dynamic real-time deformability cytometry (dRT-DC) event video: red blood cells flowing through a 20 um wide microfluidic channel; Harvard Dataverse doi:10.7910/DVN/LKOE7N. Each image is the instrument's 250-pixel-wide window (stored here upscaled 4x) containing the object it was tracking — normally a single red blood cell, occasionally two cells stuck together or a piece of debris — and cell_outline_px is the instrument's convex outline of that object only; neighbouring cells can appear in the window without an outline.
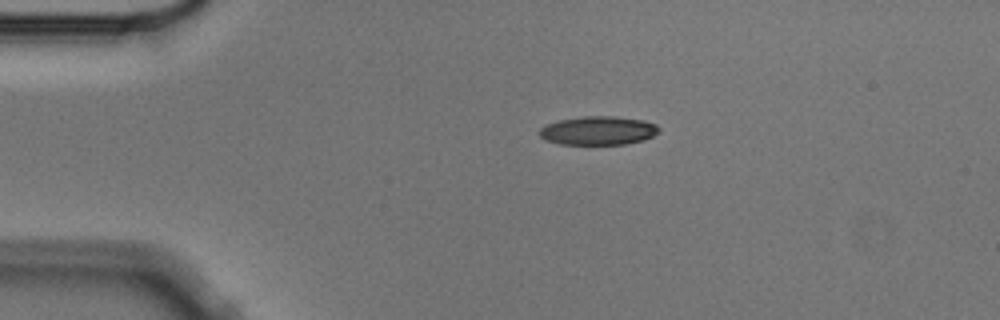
{"species": "Egyptian fruit bat (a non-hibernating species)", "species_latin": "Rousettus aegyptiacus", "temperature_condition": "cold", "stored_images_in_passage": 5, "camera_frame_rate_fps": 3000, "um_per_image_px": 0.085, "animal": {"sex": "male"}, "frame": {"image": 1, "passage_image": 3, "time_ms": 0.667, "image_size_px": [1000, 320], "cell_outline_px": [[660, 132], [644, 140], [624, 144], [560, 144], [544, 140], [540, 136], [540, 128], [548, 124], [560, 120], [580, 116], [616, 116], [644, 120], [656, 124], [660, 128]], "centroid_in_image_um": [50.88, 11.09], "position_along_channel_um": 34.1, "area_um2": 20.06}}
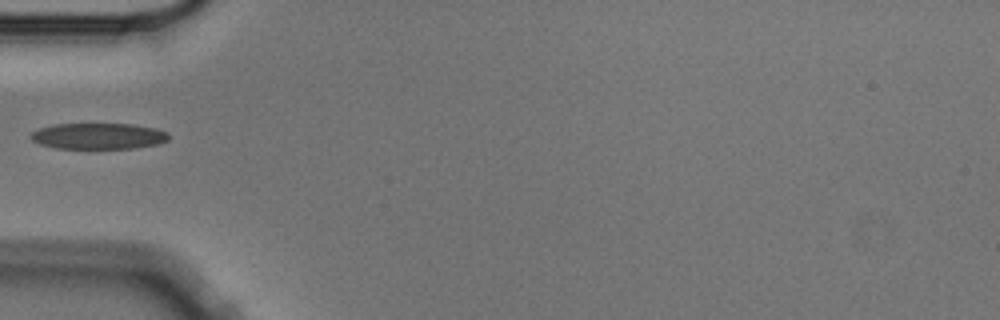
{"frame": {"image": 2, "passage_image": 5, "time_ms": 1.333, "image_size_px": [1000, 320], "cell_outline_px": [[168, 140], [160, 144], [132, 148], [56, 148], [40, 144], [32, 140], [28, 136], [32, 132], [40, 128], [56, 124], [132, 124], [156, 128], [168, 132]], "centroid_in_image_um": [8.38, 11.56], "position_along_channel_um": 76.6, "area_um2": 20.92}}